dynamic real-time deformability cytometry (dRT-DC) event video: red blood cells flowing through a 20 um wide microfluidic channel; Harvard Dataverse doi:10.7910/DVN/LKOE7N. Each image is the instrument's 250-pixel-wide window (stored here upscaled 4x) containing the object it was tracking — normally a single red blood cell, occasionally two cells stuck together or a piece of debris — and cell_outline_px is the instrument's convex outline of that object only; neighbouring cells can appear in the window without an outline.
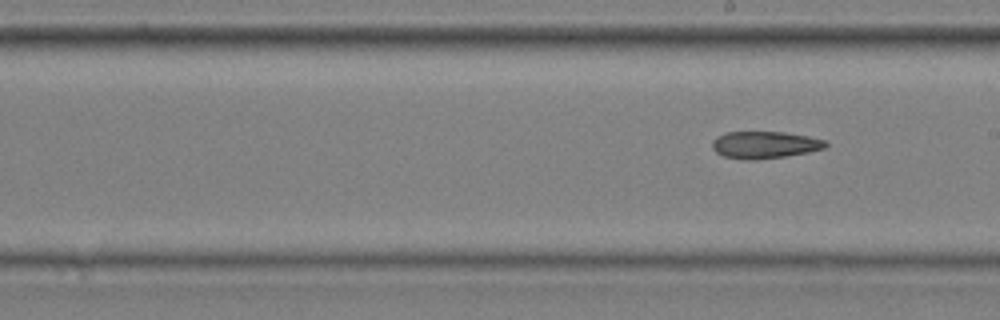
{"species": "common noctule bat (a hibernating species)", "species_latin": "Nyctalus noctula", "temperature_condition": "cold", "stored_images_in_passage": 7, "segment_of_instrument_passage": [2, 2], "camera_frame_rate_fps": 3000, "um_per_image_px": 0.085, "animal": {"sex": "male", "body_mass_g": 20.4}, "frame": {"image": 1, "passage_image": 7, "time_ms": 2.0, "image_size_px": [1000, 320], "cell_outline_px": [[828, 144], [824, 148], [808, 152], [784, 156], [756, 160], [744, 160], [724, 156], [716, 152], [712, 148], [712, 140], [716, 136], [724, 132], [784, 132], [808, 136], [828, 140]], "centroid_in_image_um": [64.98, 12.3], "position_along_channel_um": 224.0, "area_um2": 18.03}}